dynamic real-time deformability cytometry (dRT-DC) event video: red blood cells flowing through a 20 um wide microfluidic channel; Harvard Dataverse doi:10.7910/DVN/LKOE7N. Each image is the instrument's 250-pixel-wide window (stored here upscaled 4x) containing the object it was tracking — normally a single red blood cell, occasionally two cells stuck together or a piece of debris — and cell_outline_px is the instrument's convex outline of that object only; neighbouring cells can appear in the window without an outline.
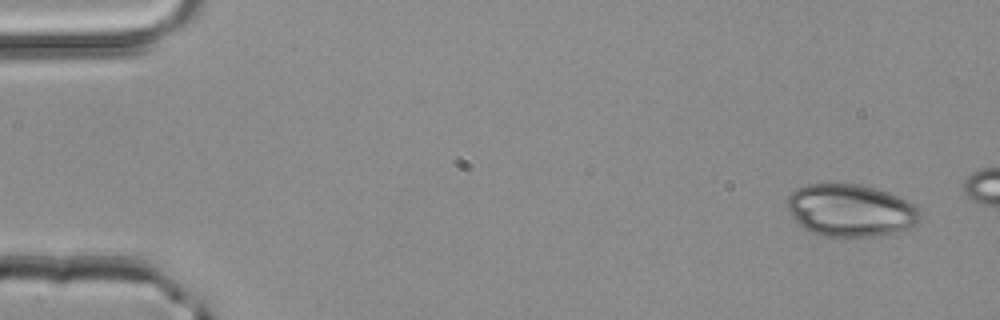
{"species": "common noctule bat (a hibernating species)", "species_latin": "Nyctalus noctula", "temperature_condition": "room temperature", "stored_images_in_passage": 4, "camera_frame_rate_fps": 3000, "um_per_image_px": 0.085, "animal": {"sex": "male", "body_mass_g": 20.4}, "frame": {"image": 1, "passage_image": 1, "time_ms": 0.0, "image_size_px": [1000, 320], "cell_outline_px": [[920, 224], [896, 232], [880, 236], [824, 236], [812, 232], [804, 228], [792, 216], [788, 208], [788, 196], [796, 188], [808, 184], [860, 184], [876, 188], [888, 192], [916, 204], [920, 212]], "centroid_in_image_um": [72.35, 17.88], "position_along_channel_um": 12.7, "area_um2": 40.63}}